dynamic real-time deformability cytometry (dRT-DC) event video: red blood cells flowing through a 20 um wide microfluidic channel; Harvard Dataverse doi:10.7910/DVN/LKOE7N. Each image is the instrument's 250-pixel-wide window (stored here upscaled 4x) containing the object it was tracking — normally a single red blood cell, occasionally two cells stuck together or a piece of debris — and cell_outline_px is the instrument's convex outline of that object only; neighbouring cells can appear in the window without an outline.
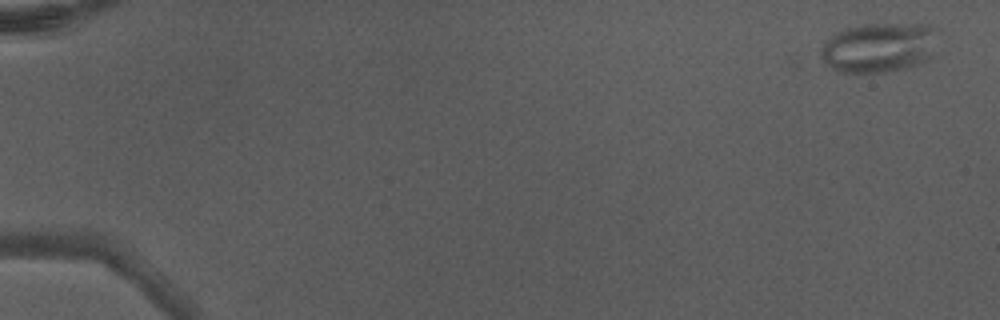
{"species": "Egyptian fruit bat (a non-hibernating species)", "species_latin": "Rousettus aegyptiacus", "temperature_condition": "warm", "stored_images_in_passage": 5, "camera_frame_rate_fps": 3000, "um_per_image_px": 0.085, "animal": {"sex": "male"}, "frame": {"image": 1, "passage_image": 1, "time_ms": 0.0, "image_size_px": [1000, 320], "cell_outline_px": [[936, 28], [932, 56], [928, 60], [904, 68], [884, 72], [840, 72], [832, 68], [820, 56], [820, 48], [824, 40], [836, 32], [844, 28], [864, 24], [928, 24]], "centroid_in_image_um": [74.68, 4.02], "position_along_channel_um": 10.3, "area_um2": 33.93}}